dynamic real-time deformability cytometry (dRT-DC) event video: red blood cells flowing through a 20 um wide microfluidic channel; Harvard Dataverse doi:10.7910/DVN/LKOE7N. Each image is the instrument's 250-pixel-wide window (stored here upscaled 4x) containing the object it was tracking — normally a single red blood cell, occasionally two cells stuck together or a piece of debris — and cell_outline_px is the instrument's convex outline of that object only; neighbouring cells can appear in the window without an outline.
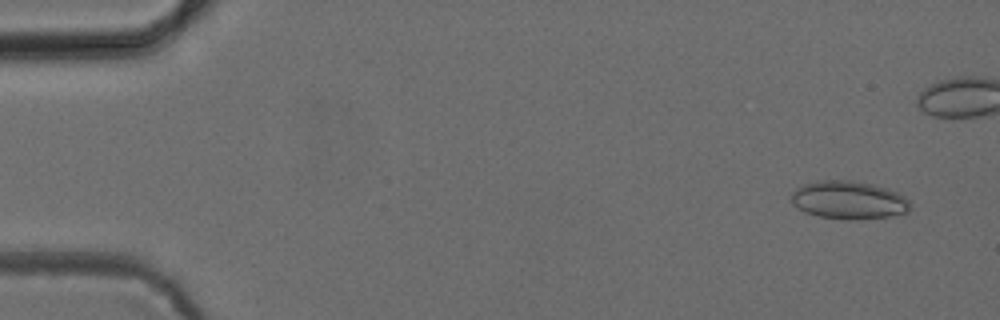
{"species": "common noctule bat (a hibernating species)", "species_latin": "Nyctalus noctula", "temperature_condition": "cold", "stored_images_in_passage": 8, "camera_frame_rate_fps": 3000, "um_per_image_px": 0.085, "animal": {"sex": "female", "body_mass_g": 24.6, "forearm_length_mm": 56.2}, "frame": {"image": 1, "passage_image": 1, "time_ms": 0.0, "image_size_px": [1000, 320], "cell_outline_px": [[912, 204], [908, 212], [888, 216], [852, 220], [820, 216], [804, 212], [792, 204], [792, 192], [796, 188], [804, 184], [816, 180], [852, 180], [872, 184], [888, 188], [904, 196]], "centroid_in_image_um": [72.14, 16.99], "position_along_channel_um": 12.9, "area_um2": 26.41}}
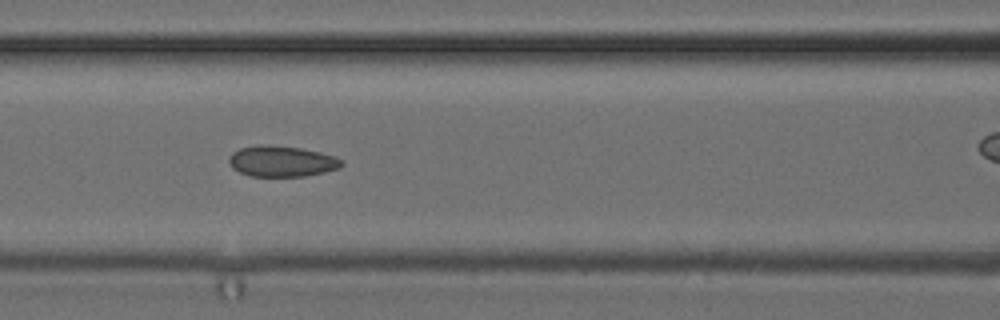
{"frame": {"image": 2, "passage_image": 6, "time_ms": 6.333, "image_size_px": [1000, 320], "cell_outline_px": [[344, 164], [340, 168], [324, 172], [304, 176], [252, 176], [240, 172], [232, 168], [228, 160], [228, 156], [232, 152], [240, 148], [260, 144], [268, 144], [300, 148], [320, 152], [336, 156], [344, 160]], "centroid_in_image_um": [23.96, 13.7], "position_along_channel_um": 142.6, "area_um2": 20.46}}
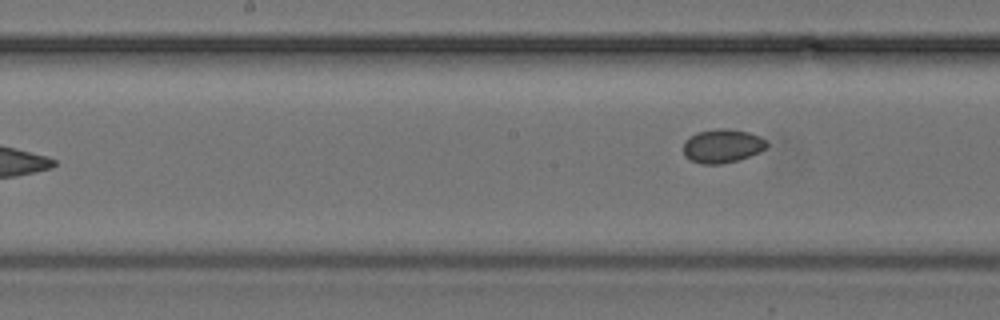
{"frame": {"image": 3, "passage_image": 8, "time_ms": 9.0, "image_size_px": [1000, 320], "cell_outline_px": [[768, 144], [760, 152], [740, 160], [720, 164], [700, 164], [684, 156], [684, 140], [688, 136], [696, 132], [716, 128], [728, 128], [748, 132], [760, 136]], "centroid_in_image_um": [61.37, 12.4], "position_along_channel_um": 186.8, "area_um2": 16.59}}